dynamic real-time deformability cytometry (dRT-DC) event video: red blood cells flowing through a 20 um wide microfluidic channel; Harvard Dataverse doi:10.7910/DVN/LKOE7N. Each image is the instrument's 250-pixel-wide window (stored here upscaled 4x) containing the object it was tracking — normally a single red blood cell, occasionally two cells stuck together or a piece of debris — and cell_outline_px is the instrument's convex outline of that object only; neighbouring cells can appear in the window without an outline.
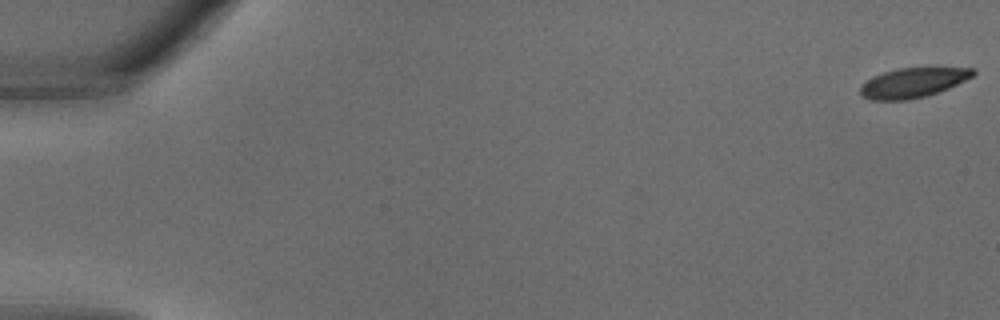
{"species": "common noctule bat (a hibernating species)", "species_latin": "Nyctalus noctula", "temperature_condition": "warm", "stored_images_in_passage": 35, "camera_frame_rate_fps": 3000, "um_per_image_px": 0.085, "animal": {"sex": "male", "body_mass_g": 18.8}, "frame": {"image": 1, "passage_image": 1, "time_ms": 0.0, "image_size_px": [1000, 320], "cell_outline_px": [[976, 72], [972, 76], [948, 88], [924, 96], [908, 100], [868, 100], [860, 96], [860, 88], [872, 76], [896, 68], [928, 64], [972, 68]], "centroid_in_image_um": [77.63, 6.96], "position_along_channel_um": 7.4, "area_um2": 20.35}}
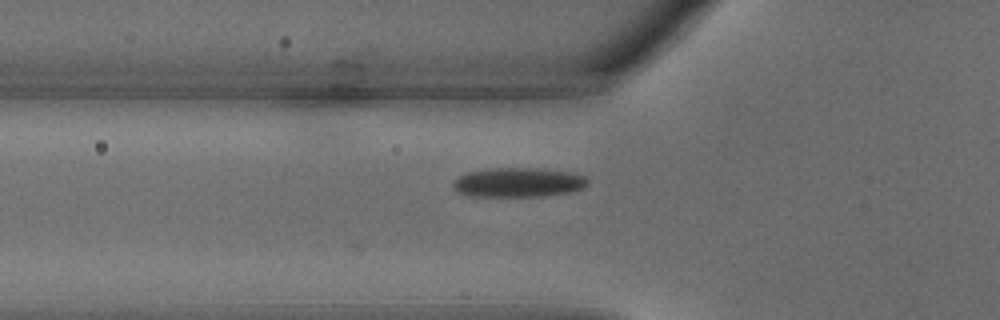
{"frame": {"image": 2, "passage_image": 13, "time_ms": 4.0, "image_size_px": [1000, 320], "cell_outline_px": [[588, 184], [580, 188], [568, 192], [544, 196], [472, 196], [456, 192], [452, 184], [460, 176], [468, 172], [492, 168], [536, 168], [568, 172], [584, 176], [588, 180]], "centroid_in_image_um": [44.03, 15.5], "position_along_channel_um": 81.8, "area_um2": 22.77}}
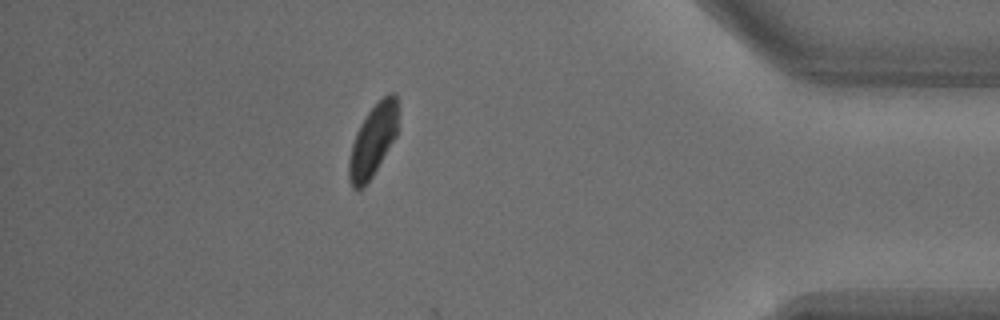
{"frame": {"image": 3, "passage_image": 31, "time_ms": 10.0, "image_size_px": [1000, 320], "cell_outline_px": [[396, 136], [372, 176], [364, 188], [352, 188], [348, 180], [348, 160], [352, 144], [356, 132], [360, 124], [368, 112], [388, 92], [396, 92]], "centroid_in_image_um": [31.66, 11.99], "position_along_channel_um": 403.5, "area_um2": 20.23}}